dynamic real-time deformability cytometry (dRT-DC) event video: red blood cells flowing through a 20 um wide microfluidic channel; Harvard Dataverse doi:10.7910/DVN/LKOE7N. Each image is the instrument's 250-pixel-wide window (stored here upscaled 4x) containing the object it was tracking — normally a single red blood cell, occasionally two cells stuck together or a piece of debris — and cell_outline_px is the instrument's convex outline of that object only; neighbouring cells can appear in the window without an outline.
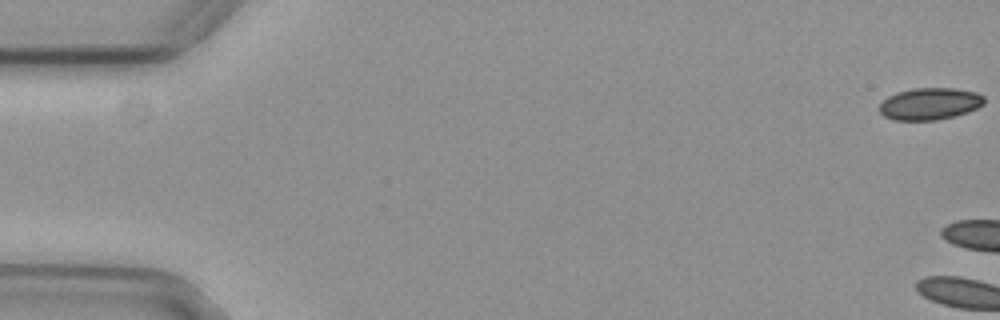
{"species": "common noctule bat (a hibernating species)", "species_latin": "Nyctalus noctula", "temperature_condition": "cold", "stored_images_in_passage": 4, "camera_frame_rate_fps": 3000, "um_per_image_px": 0.085, "animal": {"sex": "female", "body_mass_g": 29.2, "forearm_length_mm": 56.3}, "frame": {"image": 1, "passage_image": 1, "time_ms": 0.0, "image_size_px": [1000, 320], "cell_outline_px": [[984, 104], [968, 112], [936, 120], [892, 120], [884, 116], [880, 112], [880, 104], [888, 96], [896, 92], [912, 88], [956, 88], [976, 92], [984, 96]], "centroid_in_image_um": [79.03, 8.81], "position_along_channel_um": 6.0, "area_um2": 19.54}}